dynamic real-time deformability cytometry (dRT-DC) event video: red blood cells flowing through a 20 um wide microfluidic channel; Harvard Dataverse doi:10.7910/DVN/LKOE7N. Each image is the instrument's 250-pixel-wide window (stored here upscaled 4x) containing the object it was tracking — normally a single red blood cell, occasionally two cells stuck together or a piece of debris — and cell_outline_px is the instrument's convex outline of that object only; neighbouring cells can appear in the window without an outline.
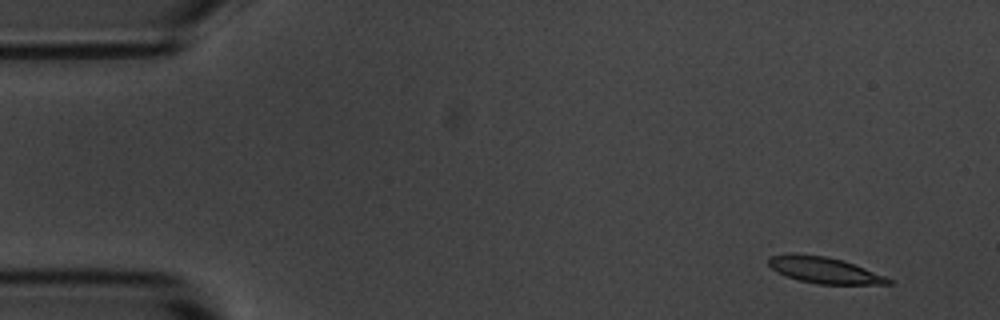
{"species": "common noctule bat (a hibernating species)", "species_latin": "Nyctalus noctula", "temperature_condition": "room temperature", "stored_images_in_passage": 12, "camera_frame_rate_fps": 3000, "um_per_image_px": 0.085, "animal": {"sex": "male", "body_mass_g": 20.1, "forearm_length_mm": 53.5}, "frame": {"image": 1, "passage_image": 1, "time_ms": 0.0, "image_size_px": [1000, 320], "cell_outline_px": [[892, 284], [816, 284], [800, 280], [776, 272], [768, 264], [768, 256], [828, 256], [844, 260], [884, 276], [892, 280]], "centroid_in_image_um": [70.12, 23.0], "position_along_channel_um": 14.9, "area_um2": 17.57}}
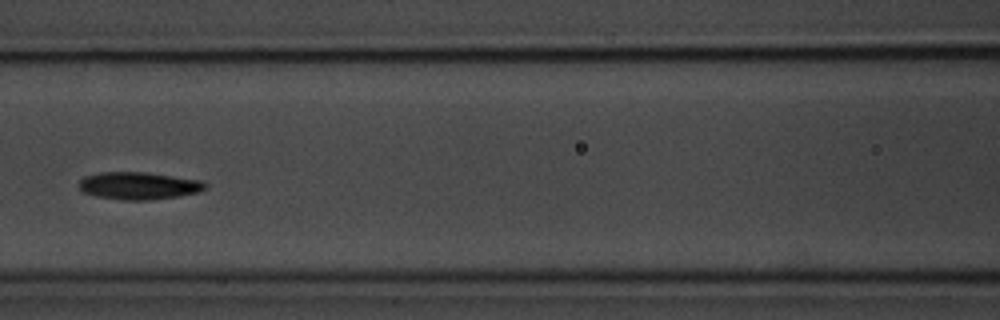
{"frame": {"image": 2, "passage_image": 6, "time_ms": 6.667, "image_size_px": [1000, 320], "cell_outline_px": [[208, 188], [200, 192], [180, 196], [148, 200], [124, 200], [96, 196], [84, 192], [80, 188], [80, 180], [84, 176], [100, 172], [144, 172], [200, 180], [208, 184]], "centroid_in_image_um": [11.83, 15.79], "position_along_channel_um": 154.8, "area_um2": 20.17}}
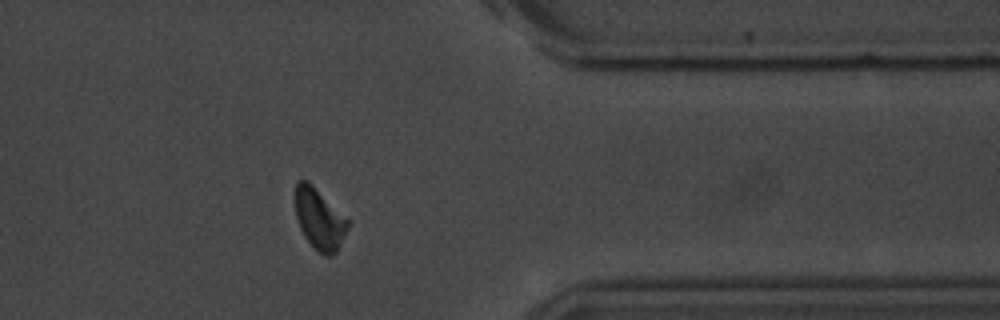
{"frame": {"image": 3, "passage_image": 12, "time_ms": 13.333, "image_size_px": [1000, 320], "cell_outline_px": [[352, 220], [336, 252], [332, 256], [324, 256], [304, 236], [300, 228], [296, 216], [296, 180], [308, 180]], "centroid_in_image_um": [27.2, 18.58], "position_along_channel_um": 384.2, "area_um2": 18.9}, "authors_computed_cell_mechanics": {"area_um2": 19.2474, "velocity_mm_per_s": 3.6625, "shape_relaxation_time_tau1_ms": 3.9221, "shape_relaxation_time_tau2_ms": 6.4926, "deformation_change_tau1": 0.1284, "deformation_change_tau2": 0.1333}}